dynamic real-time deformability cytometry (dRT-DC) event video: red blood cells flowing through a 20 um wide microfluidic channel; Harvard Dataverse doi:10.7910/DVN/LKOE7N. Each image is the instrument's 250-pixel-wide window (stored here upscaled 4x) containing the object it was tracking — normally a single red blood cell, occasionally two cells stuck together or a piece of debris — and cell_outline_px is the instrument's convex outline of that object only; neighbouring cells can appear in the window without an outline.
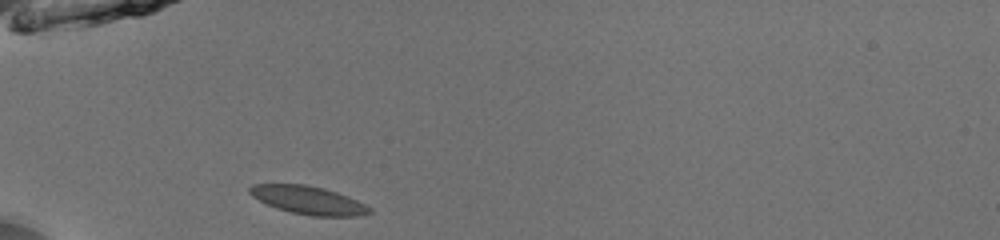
{"species": "common noctule bat (a hibernating species)", "species_latin": "Nyctalus noctula", "temperature_condition": "room temperature", "stored_images_in_passage": 35, "camera_frame_rate_fps": 3000, "um_per_image_px": 0.085, "animal": {"sex": "male", "body_mass_g": 13.0, "forearm_length_mm": 53.1}, "frame": {"image": 1, "passage_image": 1, "time_ms": 0.0, "image_size_px": [1000, 240], "cell_outline_px": [[372, 212], [356, 216], [312, 216], [292, 212], [276, 208], [252, 196], [248, 192], [248, 188], [252, 184], [304, 184], [324, 188], [348, 196], [372, 208]], "centroid_in_image_um": [26.2, 17.01], "position_along_channel_um": 58.8, "area_um2": 19.54}}
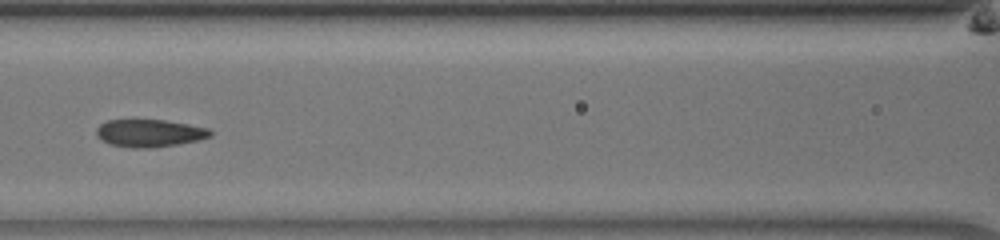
{"frame": {"image": 2, "passage_image": 9, "time_ms": 2.667, "image_size_px": [1000, 240], "cell_outline_px": [[212, 136], [200, 140], [176, 144], [148, 148], [132, 148], [112, 144], [100, 140], [96, 136], [96, 128], [100, 124], [108, 120], [164, 120], [188, 124], [208, 128], [212, 132]], "centroid_in_image_um": [12.7, 11.31], "position_along_channel_um": 153.9, "area_um2": 18.26}}
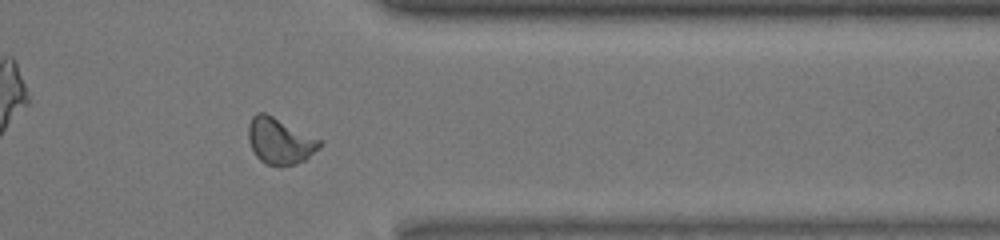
{"frame": {"image": 3, "passage_image": 27, "time_ms": 8.667, "image_size_px": [1000, 240], "cell_outline_px": [[324, 144], [320, 148], [304, 160], [296, 164], [264, 164], [256, 156], [248, 140], [248, 124], [252, 116], [256, 112], [264, 112], [320, 140]], "centroid_in_image_um": [23.76, 11.97], "position_along_channel_um": 387.6, "area_um2": 18.79}, "authors_computed_cell_mechanics": {"area_um2": 18.5538, "velocity_mm_per_s": 3.9494, "shape_relaxation_time_tau1_ms": 3.9511, "shape_relaxation_time_tau2_ms": 1.3452, "deformation_change_tau1": 0.1067, "deformation_change_tau2": 0.0519}}